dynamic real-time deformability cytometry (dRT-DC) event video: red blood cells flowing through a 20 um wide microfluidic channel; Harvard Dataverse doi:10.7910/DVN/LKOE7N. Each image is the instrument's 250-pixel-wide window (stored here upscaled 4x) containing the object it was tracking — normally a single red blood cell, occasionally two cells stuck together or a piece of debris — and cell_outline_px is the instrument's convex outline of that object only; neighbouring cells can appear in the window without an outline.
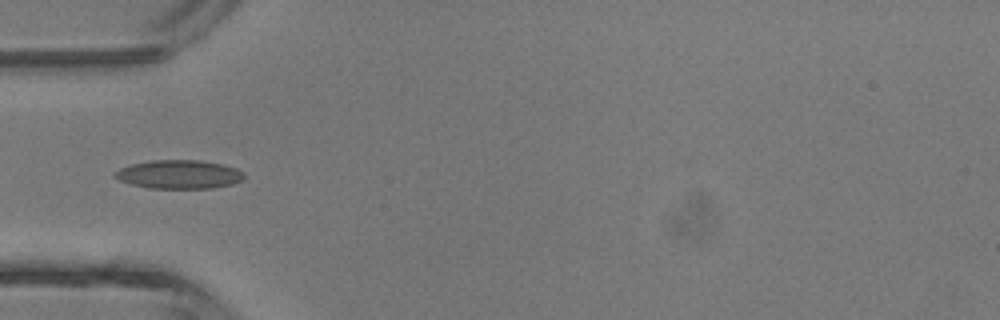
{"species": "common noctule bat (a hibernating species)", "species_latin": "Nyctalus noctula", "temperature_condition": "room temperature", "stored_images_in_passage": 5, "camera_frame_rate_fps": 3000, "um_per_image_px": 0.085, "animal": {"sex": "male", "body_mass_g": 13.3}, "frame": {"image": 1, "passage_image": 4, "time_ms": 4.333, "image_size_px": [1000, 320], "cell_outline_px": [[244, 176], [240, 180], [232, 184], [212, 188], [148, 188], [132, 184], [120, 180], [112, 176], [120, 168], [132, 164], [152, 160], [200, 160], [220, 164], [236, 168], [244, 172]], "centroid_in_image_um": [15.21, 14.82], "position_along_channel_um": 69.8, "area_um2": 21.39}}
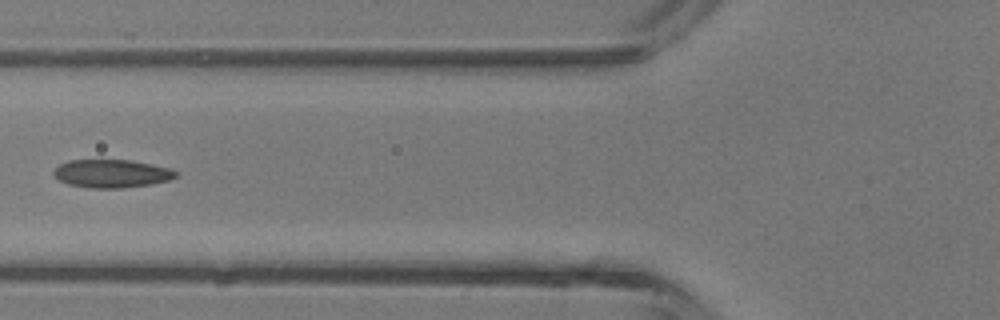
{"frame": {"image": 2, "passage_image": 5, "time_ms": 5.333, "image_size_px": [1000, 320], "cell_outline_px": [[176, 176], [168, 180], [148, 184], [120, 188], [88, 188], [68, 184], [60, 180], [52, 172], [60, 164], [68, 160], [132, 160], [172, 168], [176, 172]], "centroid_in_image_um": [9.48, 14.74], "position_along_channel_um": 116.3, "area_um2": 19.88}}